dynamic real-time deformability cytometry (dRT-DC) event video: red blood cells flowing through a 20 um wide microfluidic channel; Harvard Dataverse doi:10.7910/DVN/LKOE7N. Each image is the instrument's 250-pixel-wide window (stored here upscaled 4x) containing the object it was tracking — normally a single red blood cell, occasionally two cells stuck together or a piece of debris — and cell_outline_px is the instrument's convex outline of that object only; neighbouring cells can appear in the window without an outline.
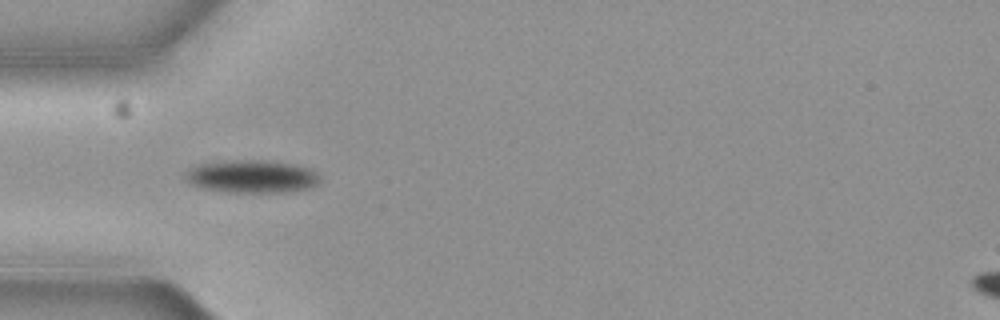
{"species": "common noctule bat (a hibernating species)", "species_latin": "Nyctalus noctula", "temperature_condition": "cold", "stored_images_in_passage": 6, "camera_frame_rate_fps": 3000, "um_per_image_px": 0.085, "animal": {"sex": "female", "body_mass_g": 19.3, "forearm_length_mm": 54.1}, "frame": {"image": 1, "passage_image": 5, "time_ms": 1.333, "image_size_px": [1000, 320], "cell_outline_px": [[320, 180], [316, 184], [308, 188], [292, 192], [228, 192], [200, 188], [192, 184], [184, 176], [192, 168], [200, 164], [240, 160], [252, 160], [292, 164], [312, 168], [320, 176]], "centroid_in_image_um": [21.46, 15.02], "position_along_channel_um": 63.5, "area_um2": 25.37}}
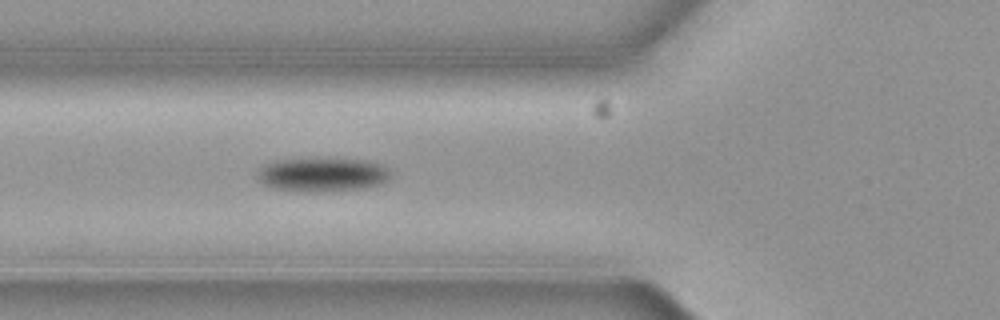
{"frame": {"image": 2, "passage_image": 6, "time_ms": 1.667, "image_size_px": [1000, 320], "cell_outline_px": [[392, 176], [388, 180], [380, 184], [364, 188], [316, 192], [304, 192], [272, 188], [264, 184], [256, 176], [260, 168], [276, 160], [368, 160], [384, 164], [392, 172]], "centroid_in_image_um": [27.47, 14.87], "position_along_channel_um": 98.3, "area_um2": 26.07}}